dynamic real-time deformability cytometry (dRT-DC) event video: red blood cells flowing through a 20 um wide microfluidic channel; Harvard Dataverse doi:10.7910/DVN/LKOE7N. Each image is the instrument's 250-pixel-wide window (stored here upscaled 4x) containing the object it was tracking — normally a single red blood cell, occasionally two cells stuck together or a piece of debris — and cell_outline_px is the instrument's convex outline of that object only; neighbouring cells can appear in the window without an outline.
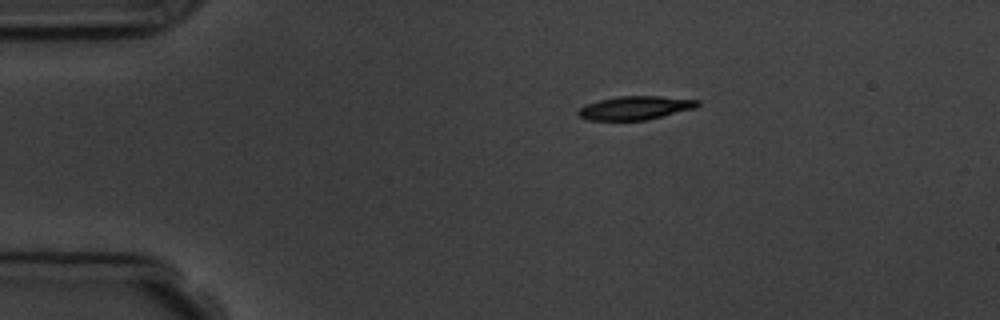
{"species": "common noctule bat (a hibernating species)", "species_latin": "Nyctalus noctula", "temperature_condition": "room temperature", "stored_images_in_passage": 5, "camera_frame_rate_fps": 3000, "um_per_image_px": 0.085, "animal": {"sex": "male", "body_mass_g": 19.5, "forearm_length_mm": 54.6}, "frame": {"image": 1, "passage_image": 1, "time_ms": 0.0, "image_size_px": [1000, 320], "cell_outline_px": [[700, 104], [696, 108], [648, 120], [588, 120], [580, 116], [576, 112], [580, 108], [588, 104], [600, 100], [620, 96], [660, 96], [700, 100]], "centroid_in_image_um": [54.05, 9.17], "position_along_channel_um": 31.0, "area_um2": 16.36}}
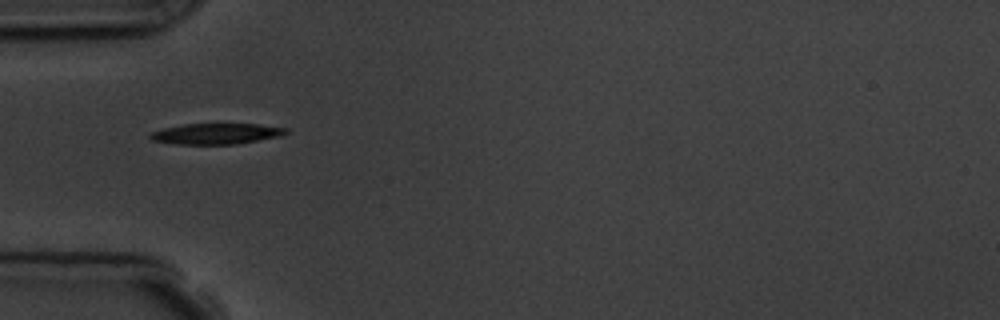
{"frame": {"image": 2, "passage_image": 3, "time_ms": 2.333, "image_size_px": [1000, 320], "cell_outline_px": [[288, 132], [280, 136], [236, 144], [176, 144], [152, 140], [148, 136], [152, 132], [164, 128], [184, 124], [260, 124], [288, 128]], "centroid_in_image_um": [18.39, 11.36], "position_along_channel_um": 66.6, "area_um2": 16.36}}